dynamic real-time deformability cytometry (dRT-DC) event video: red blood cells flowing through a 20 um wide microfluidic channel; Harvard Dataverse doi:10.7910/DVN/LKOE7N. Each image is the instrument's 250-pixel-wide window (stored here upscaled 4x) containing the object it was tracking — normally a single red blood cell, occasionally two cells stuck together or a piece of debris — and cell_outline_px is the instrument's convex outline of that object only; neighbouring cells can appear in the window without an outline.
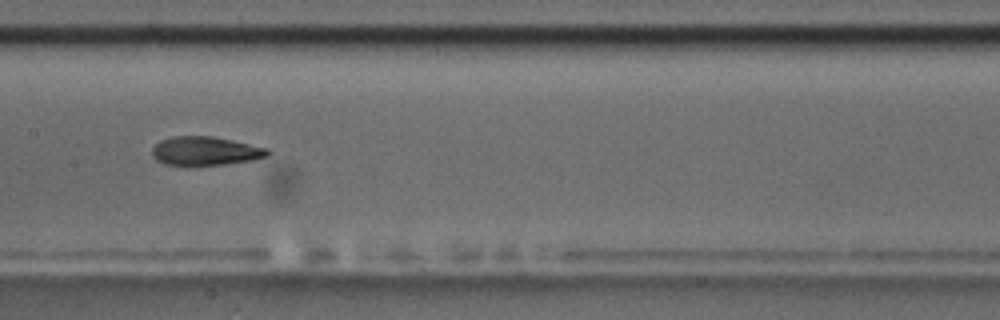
{"species": "common noctule bat (a hibernating species)", "species_latin": "Nyctalus noctula", "temperature_condition": "room temperature", "stored_images_in_passage": 9, "camera_frame_rate_fps": 3000, "um_per_image_px": 0.085, "animal": {"sex": "male", "body_mass_g": 17.5, "forearm_length_mm": 52.3}, "frame": {"image": 1, "passage_image": 6, "time_ms": 5.667, "image_size_px": [1000, 320], "cell_outline_px": [[272, 152], [268, 156], [252, 160], [224, 164], [164, 164], [156, 160], [152, 156], [152, 148], [160, 140], [172, 136], [212, 136], [232, 140], [268, 148]], "centroid_in_image_um": [17.47, 12.81], "position_along_channel_um": 189.9, "area_um2": 19.19}}
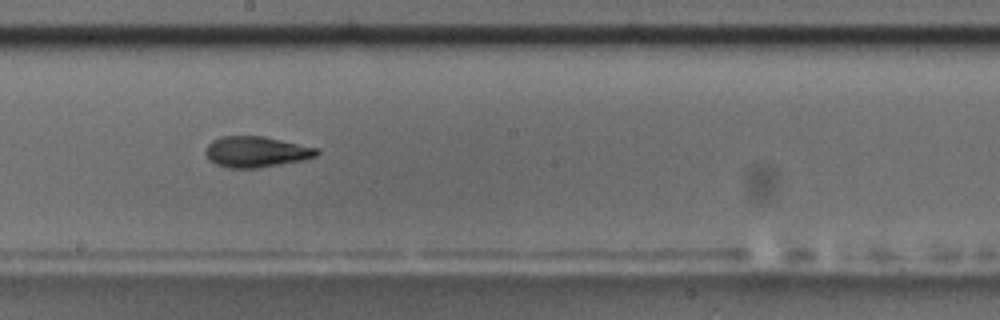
{"frame": {"image": 2, "passage_image": 7, "time_ms": 6.667, "image_size_px": [1000, 320], "cell_outline_px": [[320, 152], [316, 156], [304, 160], [256, 168], [228, 168], [216, 164], [204, 152], [204, 148], [212, 140], [220, 136], [264, 136], [320, 148]], "centroid_in_image_um": [21.8, 12.89], "position_along_channel_um": 226.4, "area_um2": 20.11}}
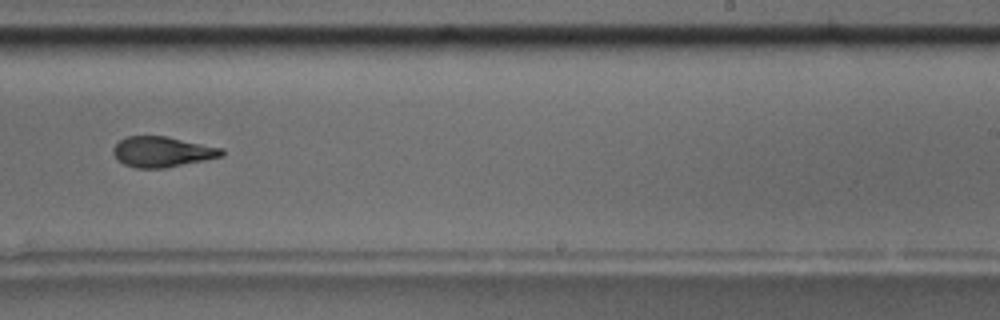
{"frame": {"image": 3, "passage_image": 8, "time_ms": 8.0, "image_size_px": [1000, 320], "cell_outline_px": [[224, 156], [164, 168], [136, 168], [124, 164], [112, 152], [112, 148], [120, 140], [128, 136], [168, 136], [224, 148]], "centroid_in_image_um": [13.82, 12.89], "position_along_channel_um": 275.2, "area_um2": 19.25}}